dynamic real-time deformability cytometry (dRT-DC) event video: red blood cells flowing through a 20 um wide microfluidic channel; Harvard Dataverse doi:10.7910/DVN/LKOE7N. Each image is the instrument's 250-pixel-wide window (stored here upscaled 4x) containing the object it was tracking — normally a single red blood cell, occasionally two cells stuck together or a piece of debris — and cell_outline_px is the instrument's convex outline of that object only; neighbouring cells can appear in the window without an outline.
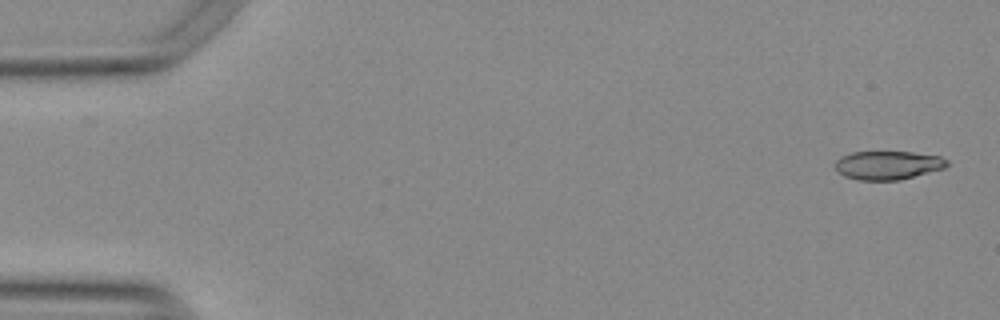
{"species": "Egyptian fruit bat (a non-hibernating species)", "species_latin": "Rousettus aegyptiacus", "temperature_condition": "warm", "stored_images_in_passage": 53, "camera_frame_rate_fps": 3000, "um_per_image_px": 0.085, "animal": {"sex": "female"}, "frame": {"image": 1, "passage_image": 1, "time_ms": 0.0, "image_size_px": [1000, 320], "cell_outline_px": [[948, 164], [944, 168], [900, 180], [860, 180], [844, 176], [836, 168], [836, 160], [852, 152], [912, 152], [940, 156], [948, 160]], "centroid_in_image_um": [75.5, 14.04], "position_along_channel_um": 9.5, "area_um2": 18.44}}
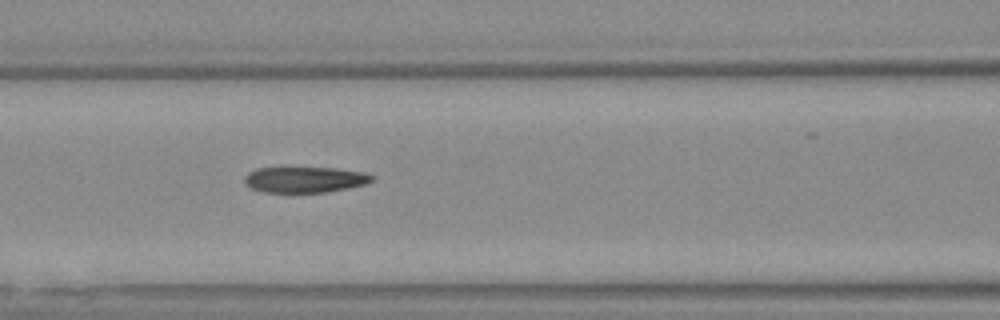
{"frame": {"image": 2, "passage_image": 22, "time_ms": 7.0, "image_size_px": [1000, 320], "cell_outline_px": [[376, 176], [372, 180], [364, 184], [348, 188], [328, 192], [264, 192], [252, 188], [244, 184], [244, 176], [248, 172], [256, 168], [336, 168], [364, 172]], "centroid_in_image_um": [25.9, 15.26], "position_along_channel_um": 140.7, "area_um2": 19.19}}
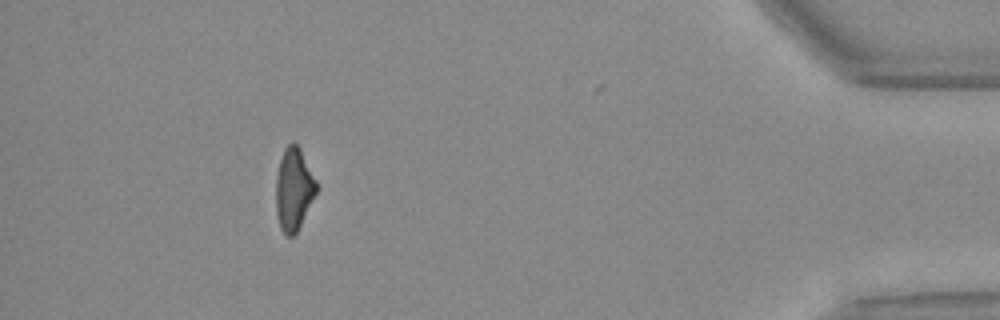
{"frame": {"image": 3, "passage_image": 48, "time_ms": 15.667, "image_size_px": [1000, 320], "cell_outline_px": [[316, 192], [296, 232], [292, 236], [288, 236], [280, 228], [276, 212], [276, 176], [280, 160], [284, 148], [288, 144], [296, 144], [300, 148], [316, 180]], "centroid_in_image_um": [24.94, 16.06], "position_along_channel_um": 410.3, "area_um2": 18.96}, "authors_computed_cell_mechanics": {"area_um2": 19.8832, "velocity_mm_per_s": 3.7878, "shape_relaxation_time_tau1_ms": null, "shape_relaxation_time_tau2_ms": 3.6761, "deformation_change_tau1": null, "deformation_change_tau2": 0.1233}}